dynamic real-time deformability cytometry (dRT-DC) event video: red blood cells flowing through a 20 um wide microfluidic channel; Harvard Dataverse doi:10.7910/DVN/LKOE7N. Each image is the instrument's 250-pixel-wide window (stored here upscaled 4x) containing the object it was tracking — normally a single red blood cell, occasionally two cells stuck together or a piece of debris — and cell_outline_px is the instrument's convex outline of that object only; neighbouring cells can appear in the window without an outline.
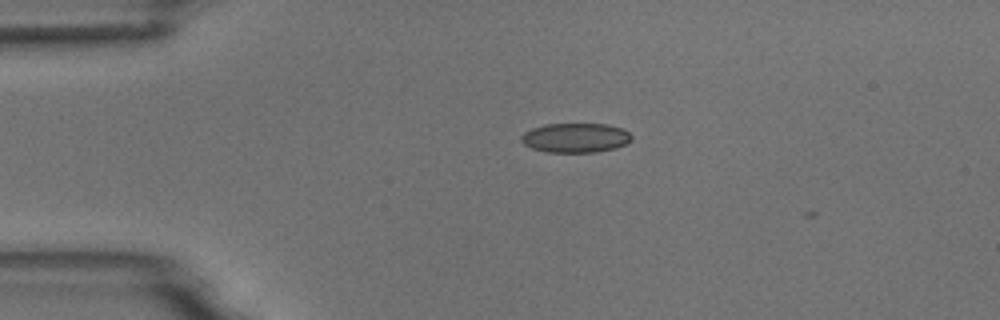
{"species": "common noctule bat (a hibernating species)", "species_latin": "Nyctalus noctula", "temperature_condition": "room temperature", "stored_images_in_passage": 3, "camera_frame_rate_fps": 3000, "um_per_image_px": 0.085, "animal": {"sex": "male", "body_mass_g": 18.8}, "frame": {"image": 1, "passage_image": 1, "time_ms": 0.0, "image_size_px": [1000, 320], "cell_outline_px": [[632, 140], [616, 148], [596, 152], [548, 152], [532, 148], [524, 144], [520, 140], [520, 136], [524, 132], [532, 128], [544, 124], [604, 124], [624, 128], [632, 136]], "centroid_in_image_um": [48.91, 11.71], "position_along_channel_um": 36.1, "area_um2": 19.02}}